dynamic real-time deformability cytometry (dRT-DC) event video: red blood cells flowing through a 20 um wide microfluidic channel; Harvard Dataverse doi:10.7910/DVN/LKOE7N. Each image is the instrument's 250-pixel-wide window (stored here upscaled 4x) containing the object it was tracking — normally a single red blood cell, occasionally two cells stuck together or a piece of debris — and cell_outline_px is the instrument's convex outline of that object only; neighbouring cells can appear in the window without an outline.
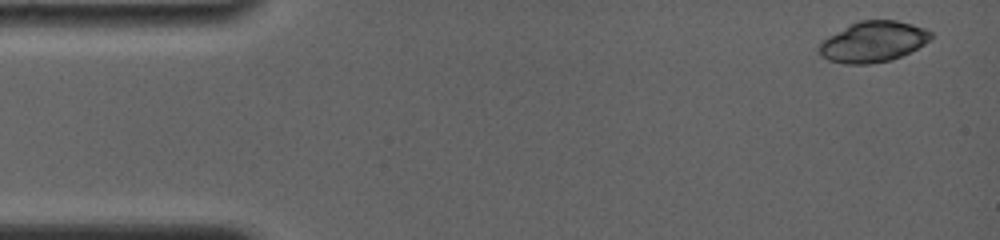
{"species": "common noctule bat (a hibernating species)", "species_latin": "Nyctalus noctula", "temperature_condition": "room temperature", "stored_images_in_passage": 6, "camera_frame_rate_fps": 4000, "um_per_image_px": 0.085, "animal": {"sex": "female", "body_mass_g": 19.0, "forearm_length_mm": 56.7}, "frame": {"image": 1, "passage_image": 1, "time_ms": 0.0, "image_size_px": [1000, 240], "cell_outline_px": [[932, 40], [892, 60], [868, 64], [844, 64], [828, 60], [820, 56], [816, 48], [828, 36], [860, 20], [896, 20], [912, 24], [924, 28], [932, 32]], "centroid_in_image_um": [74.2, 3.56], "position_along_channel_um": 10.8, "area_um2": 26.47}}
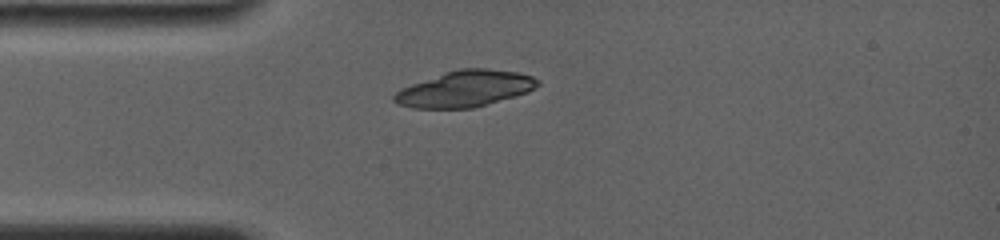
{"frame": {"image": 2, "passage_image": 5, "time_ms": 3.5, "image_size_px": [1000, 240], "cell_outline_px": [[540, 84], [528, 92], [472, 108], [412, 108], [396, 104], [392, 100], [392, 96], [400, 88], [444, 72], [460, 68], [484, 68], [516, 72], [532, 76], [540, 80]], "centroid_in_image_um": [39.49, 7.54], "position_along_channel_um": 45.5, "area_um2": 30.23}}